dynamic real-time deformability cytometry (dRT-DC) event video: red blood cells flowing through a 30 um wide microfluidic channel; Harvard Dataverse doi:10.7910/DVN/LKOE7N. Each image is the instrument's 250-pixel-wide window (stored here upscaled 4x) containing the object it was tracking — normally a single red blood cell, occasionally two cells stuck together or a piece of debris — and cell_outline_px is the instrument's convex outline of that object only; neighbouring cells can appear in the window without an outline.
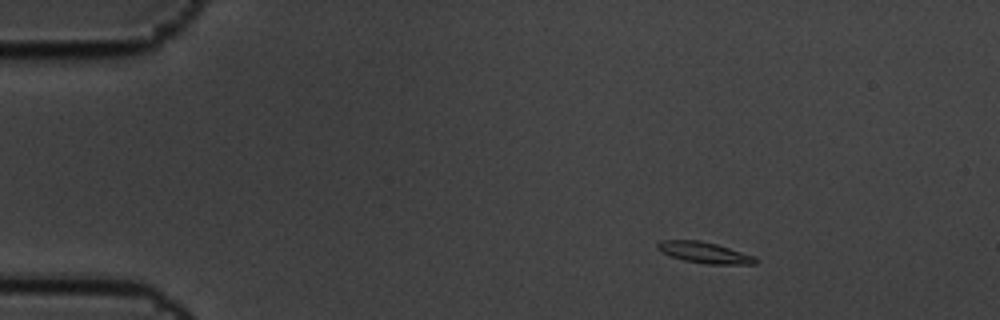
{"species": "common noctule bat (a hibernating species)", "species_latin": "Nyctalus noctula", "temperature_condition": "cold", "stored_images_in_passage": 7, "camera_frame_rate_fps": 3000, "um_per_image_px": 0.085, "animal": {"sex": "male", "body_mass_g": 19.5, "forearm_length_mm": 54.6}, "frame": {"image": 1, "passage_image": 2, "time_ms": 0.333, "image_size_px": [1000, 320], "cell_outline_px": [[756, 264], [708, 264], [684, 260], [660, 252], [656, 248], [656, 244], [660, 240], [700, 240], [716, 244], [756, 256]], "centroid_in_image_um": [59.85, 21.46], "position_along_channel_um": 25.1, "area_um2": 12.02}}
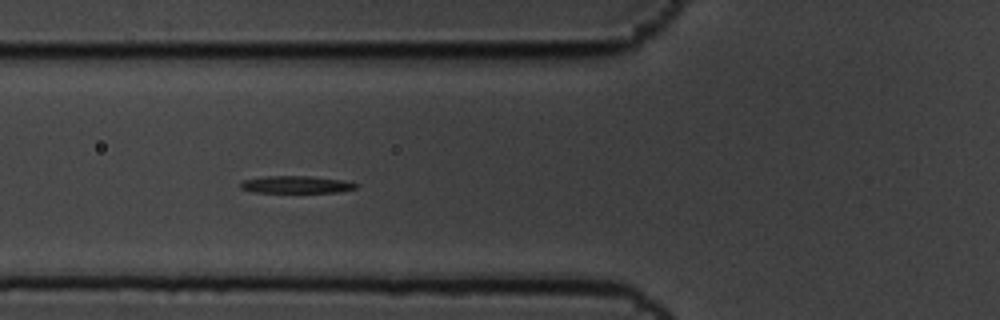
{"frame": {"image": 2, "passage_image": 5, "time_ms": 1.333, "image_size_px": [1000, 320], "cell_outline_px": [[356, 188], [340, 192], [252, 192], [240, 188], [240, 184], [244, 180], [264, 176], [308, 176], [344, 180], [356, 184]], "centroid_in_image_um": [25.15, 15.68], "position_along_channel_um": 100.7, "area_um2": 11.5}}
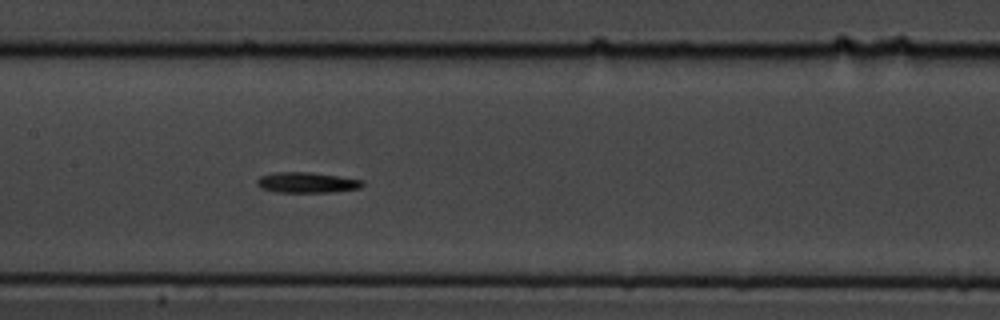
{"frame": {"image": 3, "passage_image": 7, "time_ms": 2.0, "image_size_px": [1000, 320], "cell_outline_px": [[364, 184], [360, 188], [328, 192], [276, 192], [260, 188], [256, 184], [256, 180], [260, 176], [272, 172], [308, 172], [340, 176], [364, 180]], "centroid_in_image_um": [26.05, 15.51], "position_along_channel_um": 181.3, "area_um2": 12.72}}